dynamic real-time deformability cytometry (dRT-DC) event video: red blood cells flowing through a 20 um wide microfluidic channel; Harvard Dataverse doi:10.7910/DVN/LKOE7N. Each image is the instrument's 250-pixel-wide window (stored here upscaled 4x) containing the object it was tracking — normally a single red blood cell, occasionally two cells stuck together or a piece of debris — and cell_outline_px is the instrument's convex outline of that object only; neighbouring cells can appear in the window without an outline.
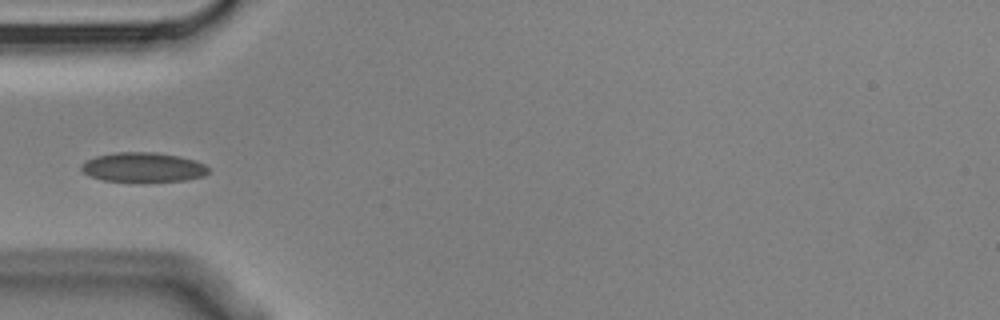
{"species": "Egyptian fruit bat (a non-hibernating species)", "species_latin": "Rousettus aegyptiacus", "temperature_condition": "cold", "stored_images_in_passage": 10, "camera_frame_rate_fps": 3000, "um_per_image_px": 0.085, "animal": {"sex": "male"}, "frame": {"image": 1, "passage_image": 5, "time_ms": 1.333, "image_size_px": [1000, 320], "cell_outline_px": [[208, 172], [204, 176], [184, 180], [104, 180], [92, 176], [84, 172], [80, 168], [80, 164], [96, 156], [116, 152], [156, 152], [180, 156], [196, 160], [204, 164], [208, 168]], "centroid_in_image_um": [12.18, 14.18], "position_along_channel_um": 72.8, "area_um2": 21.39}}
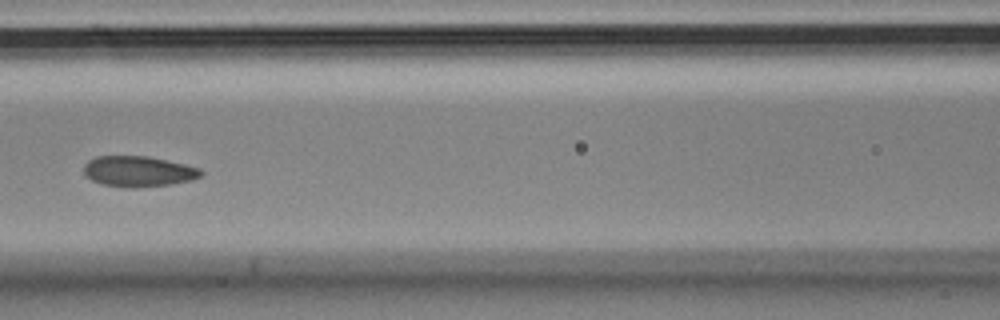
{"frame": {"image": 2, "passage_image": 7, "time_ms": 2.0, "image_size_px": [1000, 320], "cell_outline_px": [[204, 172], [200, 176], [192, 180], [172, 184], [136, 188], [128, 188], [100, 184], [84, 176], [84, 164], [88, 160], [96, 156], [148, 156], [184, 164], [200, 168]], "centroid_in_image_um": [11.74, 14.57], "position_along_channel_um": 154.9, "area_um2": 21.15}}
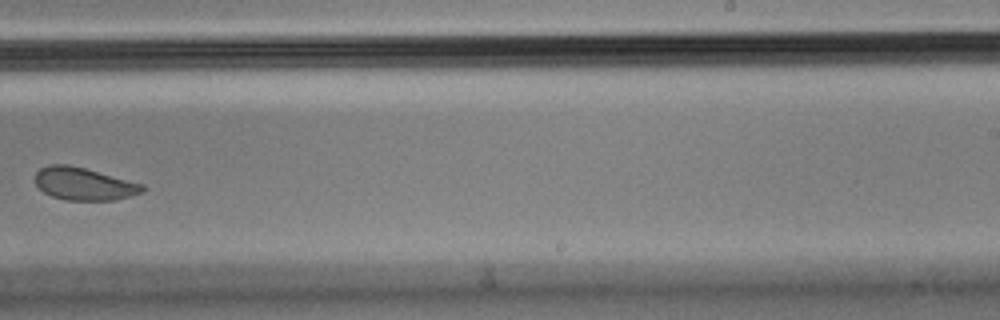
{"frame": {"image": 3, "passage_image": 10, "time_ms": 3.0, "image_size_px": [1000, 320], "cell_outline_px": [[144, 192], [116, 200], [64, 200], [52, 196], [44, 192], [36, 184], [36, 172], [40, 168], [48, 164], [68, 164], [84, 168], [144, 184]], "centroid_in_image_um": [7.14, 15.63], "position_along_channel_um": 281.9, "area_um2": 20.35}}